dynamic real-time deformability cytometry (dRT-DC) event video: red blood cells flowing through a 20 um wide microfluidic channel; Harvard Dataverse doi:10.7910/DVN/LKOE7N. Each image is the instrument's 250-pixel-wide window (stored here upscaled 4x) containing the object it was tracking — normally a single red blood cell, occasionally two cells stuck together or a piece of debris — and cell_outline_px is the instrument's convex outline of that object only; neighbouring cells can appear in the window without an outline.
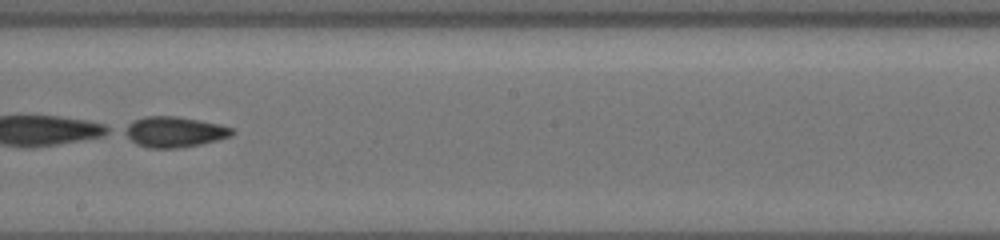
{"species": "common noctule bat (a hibernating species)", "species_latin": "Nyctalus noctula", "temperature_condition": "cold", "stored_images_in_passage": 46, "camera_frame_rate_fps": 3000, "um_per_image_px": 0.085, "animal": {"sex": "female", "body_mass_g": 19.5, "forearm_length_mm": 54.1}, "frame": {"image": 1, "passage_image": 38, "time_ms": 11.333, "image_size_px": [1000, 240], "cell_outline_px": [[236, 132], [232, 136], [200, 144], [180, 148], [148, 148], [136, 144], [120, 132], [120, 128], [132, 120], [144, 116], [176, 116], [200, 120], [220, 124], [232, 128]], "centroid_in_image_um": [14.74, 11.2], "position_along_channel_um": 233.5, "area_um2": 19.59}}